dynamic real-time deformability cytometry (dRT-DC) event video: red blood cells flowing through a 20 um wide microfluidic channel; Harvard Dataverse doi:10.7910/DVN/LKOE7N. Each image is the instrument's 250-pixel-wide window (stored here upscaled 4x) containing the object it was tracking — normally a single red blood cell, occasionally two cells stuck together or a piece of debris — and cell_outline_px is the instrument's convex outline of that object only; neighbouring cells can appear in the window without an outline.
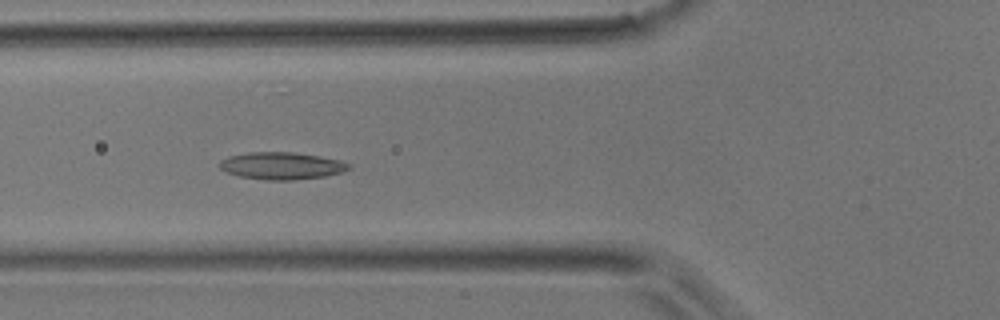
{"species": "common noctule bat (a hibernating species)", "species_latin": "Nyctalus noctula", "temperature_condition": "room temperature", "stored_images_in_passage": 29, "camera_frame_rate_fps": 3000, "um_per_image_px": 0.085, "animal": {"sex": "male", "body_mass_g": 17.9}, "frame": {"image": 1, "passage_image": 7, "time_ms": 2.0, "image_size_px": [1000, 320], "cell_outline_px": [[352, 168], [340, 172], [324, 176], [292, 180], [268, 180], [240, 176], [224, 172], [216, 164], [220, 160], [228, 156], [248, 152], [292, 152], [320, 156], [340, 160], [352, 164]], "centroid_in_image_um": [23.9, 14.08], "position_along_channel_um": 101.9, "area_um2": 20.63}}
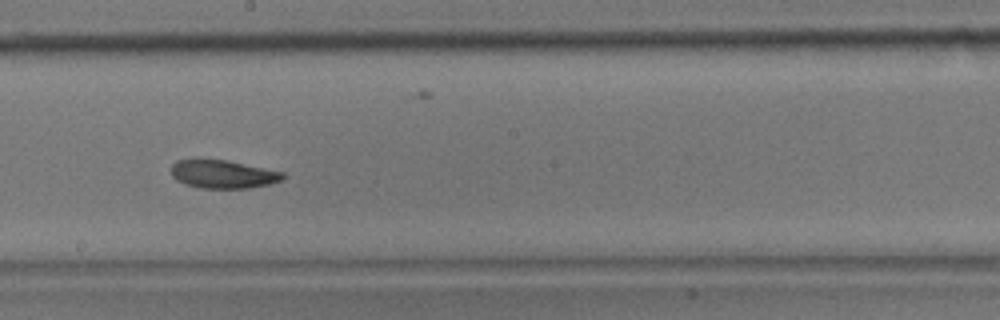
{"frame": {"image": 2, "passage_image": 16, "time_ms": 5.0, "image_size_px": [1000, 320], "cell_outline_px": [[284, 180], [268, 184], [248, 188], [200, 188], [184, 184], [176, 180], [172, 176], [172, 164], [176, 160], [228, 160], [284, 172]], "centroid_in_image_um": [18.96, 14.81], "position_along_channel_um": 229.2, "area_um2": 18.32}}
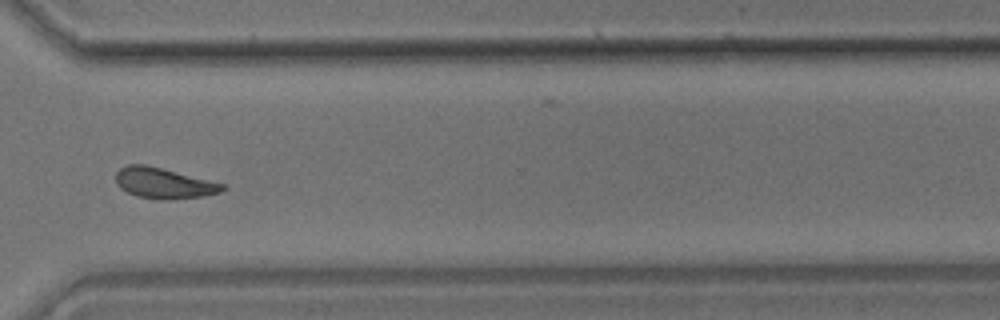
{"frame": {"image": 3, "passage_image": 25, "time_ms": 8.0, "image_size_px": [1000, 320], "cell_outline_px": [[228, 188], [220, 192], [204, 196], [160, 200], [136, 196], [120, 188], [116, 184], [116, 172], [120, 168], [128, 164], [148, 164], [224, 184]], "centroid_in_image_um": [13.9, 15.56], "position_along_channel_um": 356.7, "area_um2": 19.13}}